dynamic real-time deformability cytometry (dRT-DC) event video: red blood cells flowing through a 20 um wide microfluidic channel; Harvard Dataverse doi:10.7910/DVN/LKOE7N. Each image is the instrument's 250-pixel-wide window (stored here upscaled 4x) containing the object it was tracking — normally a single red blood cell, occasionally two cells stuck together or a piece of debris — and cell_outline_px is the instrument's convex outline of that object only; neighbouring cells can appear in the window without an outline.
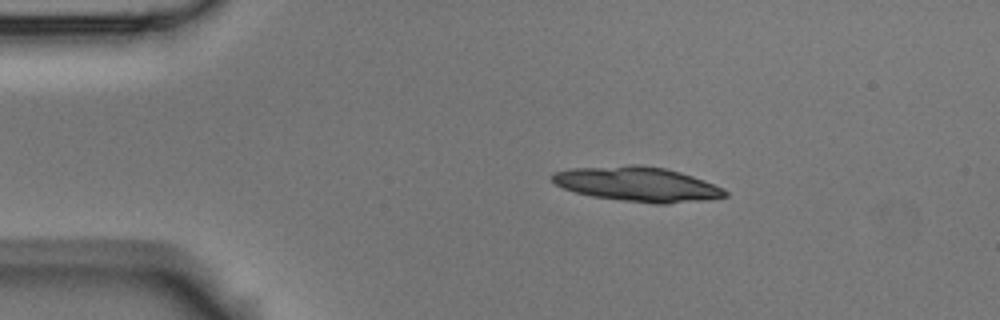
{"species": "Egyptian fruit bat (a non-hibernating species)", "species_latin": "Rousettus aegyptiacus", "temperature_condition": "room temperature", "stored_images_in_passage": 7, "camera_frame_rate_fps": 3000, "um_per_image_px": 0.085, "animal": {"sex": "male"}, "frame": {"image": 1, "passage_image": 1, "time_ms": 0.0, "image_size_px": [1000, 320], "cell_outline_px": [[728, 196], [700, 200], [668, 204], [652, 204], [592, 196], [576, 192], [564, 188], [556, 184], [552, 180], [552, 172], [572, 168], [628, 164], [640, 164], [664, 168], [680, 172], [704, 180], [724, 188], [728, 192]], "centroid_in_image_um": [54.18, 15.64], "position_along_channel_um": 30.8, "area_um2": 34.97}}